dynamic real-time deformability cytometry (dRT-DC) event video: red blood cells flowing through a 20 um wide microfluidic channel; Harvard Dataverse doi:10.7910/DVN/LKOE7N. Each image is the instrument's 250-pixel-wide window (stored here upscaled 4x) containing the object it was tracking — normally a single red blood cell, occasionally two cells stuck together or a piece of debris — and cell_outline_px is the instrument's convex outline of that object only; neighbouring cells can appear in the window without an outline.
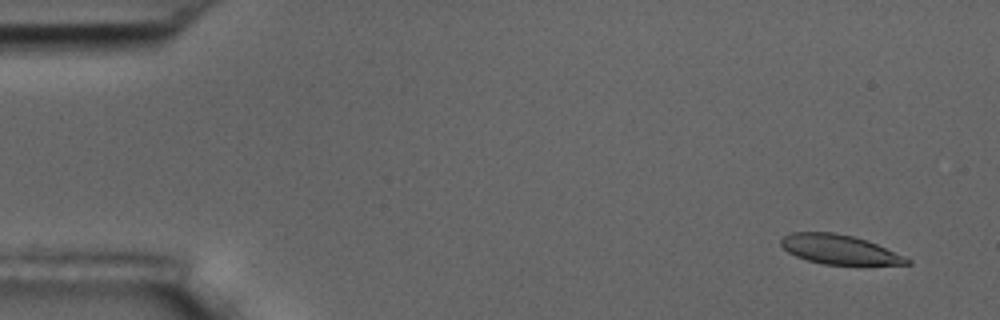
{"species": "common noctule bat (a hibernating species)", "species_latin": "Nyctalus noctula", "temperature_condition": "room temperature", "stored_images_in_passage": 8, "camera_frame_rate_fps": 3000, "um_per_image_px": 0.085, "animal": {"sex": "male", "body_mass_g": 17.5, "forearm_length_mm": 52.3}, "frame": {"image": 1, "passage_image": 1, "time_ms": 0.0, "image_size_px": [1000, 320], "cell_outline_px": [[912, 264], [824, 264], [808, 260], [796, 256], [788, 252], [780, 244], [780, 240], [784, 236], [792, 232], [832, 232], [852, 236], [868, 240], [904, 256], [912, 260]], "centroid_in_image_um": [71.33, 21.19], "position_along_channel_um": 13.7, "area_um2": 21.33}}
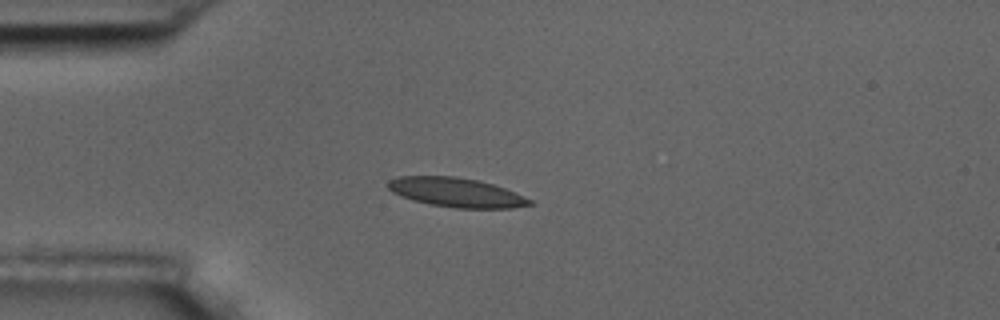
{"frame": {"image": 2, "passage_image": 4, "time_ms": 3.667, "image_size_px": [1000, 320], "cell_outline_px": [[536, 204], [512, 208], [456, 208], [432, 204], [412, 200], [400, 196], [392, 192], [384, 184], [388, 180], [400, 176], [456, 176], [476, 180], [492, 184], [504, 188], [532, 200]], "centroid_in_image_um": [38.74, 16.35], "position_along_channel_um": 46.3, "area_um2": 24.16}}
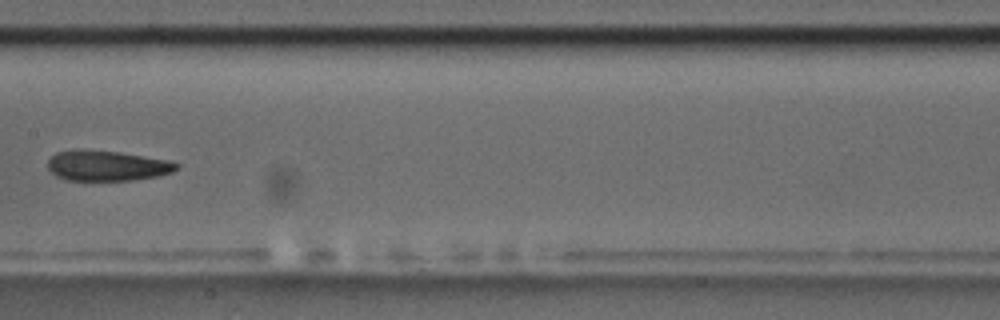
{"frame": {"image": 3, "passage_image": 8, "time_ms": 8.333, "image_size_px": [1000, 320], "cell_outline_px": [[180, 168], [172, 172], [160, 176], [132, 180], [64, 180], [56, 176], [48, 168], [48, 160], [56, 152], [76, 148], [84, 148], [120, 152], [172, 160], [180, 164]], "centroid_in_image_um": [9.12, 14.06], "position_along_channel_um": 198.3, "area_um2": 23.35}}